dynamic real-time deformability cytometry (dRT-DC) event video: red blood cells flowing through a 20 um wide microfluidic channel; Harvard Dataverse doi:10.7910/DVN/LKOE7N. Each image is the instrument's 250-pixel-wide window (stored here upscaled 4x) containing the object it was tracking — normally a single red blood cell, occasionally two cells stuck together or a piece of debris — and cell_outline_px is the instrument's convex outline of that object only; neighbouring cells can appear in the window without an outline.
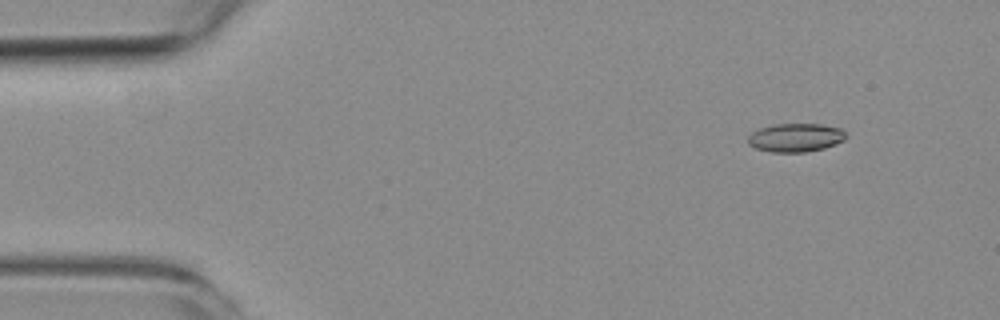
{"species": "common noctule bat (a hibernating species)", "species_latin": "Nyctalus noctula", "temperature_condition": "room temperature", "stored_images_in_passage": 5, "camera_frame_rate_fps": 3000, "um_per_image_px": 0.085, "animal": {"sex": "female", "body_mass_g": 19.3, "forearm_length_mm": 54.1}, "frame": {"image": 1, "passage_image": 1, "time_ms": 0.0, "image_size_px": [1000, 320], "cell_outline_px": [[848, 136], [844, 140], [836, 144], [824, 148], [804, 152], [772, 152], [756, 148], [748, 144], [748, 136], [752, 132], [760, 128], [772, 124], [820, 124], [840, 128]], "centroid_in_image_um": [67.63, 11.69], "position_along_channel_um": 17.4, "area_um2": 16.3}}
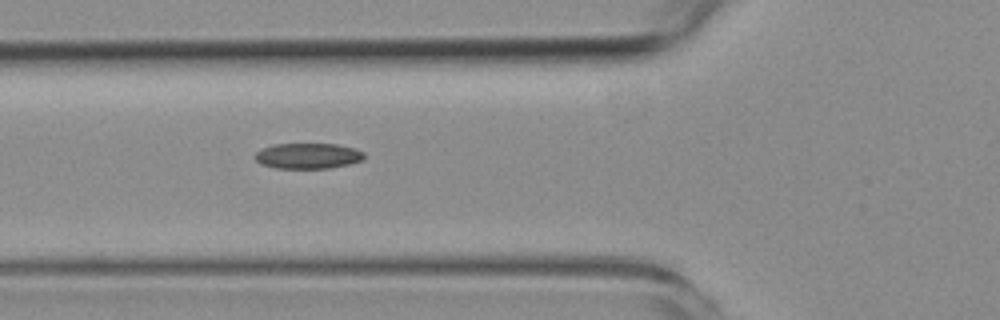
{"frame": {"image": 2, "passage_image": 5, "time_ms": 4.667, "image_size_px": [1000, 320], "cell_outline_px": [[364, 160], [348, 164], [328, 168], [276, 168], [260, 164], [252, 156], [260, 148], [272, 144], [336, 144], [356, 148], [364, 152]], "centroid_in_image_um": [26.14, 13.24], "position_along_channel_um": 99.7, "area_um2": 16.47}}